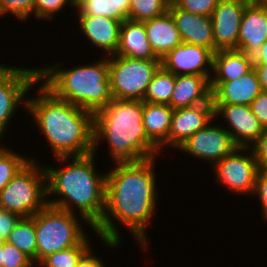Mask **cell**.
<instances>
[{
    "instance_id": "cell-1",
    "label": "cell",
    "mask_w": 267,
    "mask_h": 267,
    "mask_svg": "<svg viewBox=\"0 0 267 267\" xmlns=\"http://www.w3.org/2000/svg\"><path fill=\"white\" fill-rule=\"evenodd\" d=\"M157 157L160 156L138 162H115L111 171L106 172L105 210L94 234L109 249L119 248L123 243L117 227L120 223L137 240L140 249L149 250L147 226L152 223L159 201Z\"/></svg>"
},
{
    "instance_id": "cell-2",
    "label": "cell",
    "mask_w": 267,
    "mask_h": 267,
    "mask_svg": "<svg viewBox=\"0 0 267 267\" xmlns=\"http://www.w3.org/2000/svg\"><path fill=\"white\" fill-rule=\"evenodd\" d=\"M97 153L56 157L60 167L44 165L48 205L81 216L92 231L101 222L106 195V173L95 169Z\"/></svg>"
},
{
    "instance_id": "cell-3",
    "label": "cell",
    "mask_w": 267,
    "mask_h": 267,
    "mask_svg": "<svg viewBox=\"0 0 267 267\" xmlns=\"http://www.w3.org/2000/svg\"><path fill=\"white\" fill-rule=\"evenodd\" d=\"M36 96H27L26 112L50 146L53 158L85 156L94 149V115L56 98L39 81Z\"/></svg>"
},
{
    "instance_id": "cell-4",
    "label": "cell",
    "mask_w": 267,
    "mask_h": 267,
    "mask_svg": "<svg viewBox=\"0 0 267 267\" xmlns=\"http://www.w3.org/2000/svg\"><path fill=\"white\" fill-rule=\"evenodd\" d=\"M143 101L114 99L94 115V151L107 142L111 161L138 162L160 156L143 126ZM101 141V142H100Z\"/></svg>"
},
{
    "instance_id": "cell-5",
    "label": "cell",
    "mask_w": 267,
    "mask_h": 267,
    "mask_svg": "<svg viewBox=\"0 0 267 267\" xmlns=\"http://www.w3.org/2000/svg\"><path fill=\"white\" fill-rule=\"evenodd\" d=\"M63 64L54 62L38 67V81L56 98L79 106L93 115L113 100L107 56L68 69Z\"/></svg>"
},
{
    "instance_id": "cell-6",
    "label": "cell",
    "mask_w": 267,
    "mask_h": 267,
    "mask_svg": "<svg viewBox=\"0 0 267 267\" xmlns=\"http://www.w3.org/2000/svg\"><path fill=\"white\" fill-rule=\"evenodd\" d=\"M35 222L36 264L58 251L79 245L87 236L82 217L50 205L31 217ZM81 219V220H80Z\"/></svg>"
},
{
    "instance_id": "cell-7",
    "label": "cell",
    "mask_w": 267,
    "mask_h": 267,
    "mask_svg": "<svg viewBox=\"0 0 267 267\" xmlns=\"http://www.w3.org/2000/svg\"><path fill=\"white\" fill-rule=\"evenodd\" d=\"M48 205L44 165L31 160L0 192V208L29 218Z\"/></svg>"
},
{
    "instance_id": "cell-8",
    "label": "cell",
    "mask_w": 267,
    "mask_h": 267,
    "mask_svg": "<svg viewBox=\"0 0 267 267\" xmlns=\"http://www.w3.org/2000/svg\"><path fill=\"white\" fill-rule=\"evenodd\" d=\"M111 95L118 100L143 101L161 60L133 59L118 55L108 56Z\"/></svg>"
},
{
    "instance_id": "cell-9",
    "label": "cell",
    "mask_w": 267,
    "mask_h": 267,
    "mask_svg": "<svg viewBox=\"0 0 267 267\" xmlns=\"http://www.w3.org/2000/svg\"><path fill=\"white\" fill-rule=\"evenodd\" d=\"M212 166L217 184L225 186L231 194L252 196L256 176L261 169L250 147H237Z\"/></svg>"
},
{
    "instance_id": "cell-10",
    "label": "cell",
    "mask_w": 267,
    "mask_h": 267,
    "mask_svg": "<svg viewBox=\"0 0 267 267\" xmlns=\"http://www.w3.org/2000/svg\"><path fill=\"white\" fill-rule=\"evenodd\" d=\"M38 82V68L0 64V122L7 128L22 104L25 108L30 90ZM26 97V98H25Z\"/></svg>"
},
{
    "instance_id": "cell-11",
    "label": "cell",
    "mask_w": 267,
    "mask_h": 267,
    "mask_svg": "<svg viewBox=\"0 0 267 267\" xmlns=\"http://www.w3.org/2000/svg\"><path fill=\"white\" fill-rule=\"evenodd\" d=\"M214 121H216V118L205 128L187 138L175 150L193 156L194 159L206 161V164L208 162L211 167L215 162L232 153L238 146L223 124L218 126L213 123Z\"/></svg>"
},
{
    "instance_id": "cell-12",
    "label": "cell",
    "mask_w": 267,
    "mask_h": 267,
    "mask_svg": "<svg viewBox=\"0 0 267 267\" xmlns=\"http://www.w3.org/2000/svg\"><path fill=\"white\" fill-rule=\"evenodd\" d=\"M213 52L203 46L182 42L161 58V67L176 75H200L209 81L212 75Z\"/></svg>"
},
{
    "instance_id": "cell-13",
    "label": "cell",
    "mask_w": 267,
    "mask_h": 267,
    "mask_svg": "<svg viewBox=\"0 0 267 267\" xmlns=\"http://www.w3.org/2000/svg\"><path fill=\"white\" fill-rule=\"evenodd\" d=\"M248 2L244 0H220L211 15L215 52L238 48V36L242 16Z\"/></svg>"
},
{
    "instance_id": "cell-14",
    "label": "cell",
    "mask_w": 267,
    "mask_h": 267,
    "mask_svg": "<svg viewBox=\"0 0 267 267\" xmlns=\"http://www.w3.org/2000/svg\"><path fill=\"white\" fill-rule=\"evenodd\" d=\"M215 118H224V128L238 147H251L263 132V126L254 116L251 106L213 105Z\"/></svg>"
},
{
    "instance_id": "cell-15",
    "label": "cell",
    "mask_w": 267,
    "mask_h": 267,
    "mask_svg": "<svg viewBox=\"0 0 267 267\" xmlns=\"http://www.w3.org/2000/svg\"><path fill=\"white\" fill-rule=\"evenodd\" d=\"M214 119L215 109L212 99L208 103L174 109L168 135V148L176 149Z\"/></svg>"
},
{
    "instance_id": "cell-16",
    "label": "cell",
    "mask_w": 267,
    "mask_h": 267,
    "mask_svg": "<svg viewBox=\"0 0 267 267\" xmlns=\"http://www.w3.org/2000/svg\"><path fill=\"white\" fill-rule=\"evenodd\" d=\"M78 29L87 37V42L104 56L115 55L119 45L122 22L103 16L77 15ZM93 44V45H92Z\"/></svg>"
},
{
    "instance_id": "cell-17",
    "label": "cell",
    "mask_w": 267,
    "mask_h": 267,
    "mask_svg": "<svg viewBox=\"0 0 267 267\" xmlns=\"http://www.w3.org/2000/svg\"><path fill=\"white\" fill-rule=\"evenodd\" d=\"M213 105H247L262 92L255 69L249 73L225 82H210Z\"/></svg>"
},
{
    "instance_id": "cell-18",
    "label": "cell",
    "mask_w": 267,
    "mask_h": 267,
    "mask_svg": "<svg viewBox=\"0 0 267 267\" xmlns=\"http://www.w3.org/2000/svg\"><path fill=\"white\" fill-rule=\"evenodd\" d=\"M266 40V3H247L241 20L237 50L253 57Z\"/></svg>"
},
{
    "instance_id": "cell-19",
    "label": "cell",
    "mask_w": 267,
    "mask_h": 267,
    "mask_svg": "<svg viewBox=\"0 0 267 267\" xmlns=\"http://www.w3.org/2000/svg\"><path fill=\"white\" fill-rule=\"evenodd\" d=\"M176 27L184 43L203 46L215 53L213 23L211 16L188 13L169 5Z\"/></svg>"
},
{
    "instance_id": "cell-20",
    "label": "cell",
    "mask_w": 267,
    "mask_h": 267,
    "mask_svg": "<svg viewBox=\"0 0 267 267\" xmlns=\"http://www.w3.org/2000/svg\"><path fill=\"white\" fill-rule=\"evenodd\" d=\"M211 100L210 81L200 75H176L169 106L172 109L196 106Z\"/></svg>"
},
{
    "instance_id": "cell-21",
    "label": "cell",
    "mask_w": 267,
    "mask_h": 267,
    "mask_svg": "<svg viewBox=\"0 0 267 267\" xmlns=\"http://www.w3.org/2000/svg\"><path fill=\"white\" fill-rule=\"evenodd\" d=\"M115 55L133 59L161 60L153 52L144 28V22L126 19L120 29L119 45Z\"/></svg>"
},
{
    "instance_id": "cell-22",
    "label": "cell",
    "mask_w": 267,
    "mask_h": 267,
    "mask_svg": "<svg viewBox=\"0 0 267 267\" xmlns=\"http://www.w3.org/2000/svg\"><path fill=\"white\" fill-rule=\"evenodd\" d=\"M144 28L150 46L159 59L183 42L169 11L159 17L144 21Z\"/></svg>"
},
{
    "instance_id": "cell-23",
    "label": "cell",
    "mask_w": 267,
    "mask_h": 267,
    "mask_svg": "<svg viewBox=\"0 0 267 267\" xmlns=\"http://www.w3.org/2000/svg\"><path fill=\"white\" fill-rule=\"evenodd\" d=\"M254 68L253 57L236 49L218 50L213 54L210 82H225L249 73Z\"/></svg>"
},
{
    "instance_id": "cell-24",
    "label": "cell",
    "mask_w": 267,
    "mask_h": 267,
    "mask_svg": "<svg viewBox=\"0 0 267 267\" xmlns=\"http://www.w3.org/2000/svg\"><path fill=\"white\" fill-rule=\"evenodd\" d=\"M173 112L174 109L169 105L143 101V126L147 136L159 147L160 155H164L163 147L168 149V135Z\"/></svg>"
},
{
    "instance_id": "cell-25",
    "label": "cell",
    "mask_w": 267,
    "mask_h": 267,
    "mask_svg": "<svg viewBox=\"0 0 267 267\" xmlns=\"http://www.w3.org/2000/svg\"><path fill=\"white\" fill-rule=\"evenodd\" d=\"M77 15L103 16L124 22L129 19V0H75Z\"/></svg>"
},
{
    "instance_id": "cell-26",
    "label": "cell",
    "mask_w": 267,
    "mask_h": 267,
    "mask_svg": "<svg viewBox=\"0 0 267 267\" xmlns=\"http://www.w3.org/2000/svg\"><path fill=\"white\" fill-rule=\"evenodd\" d=\"M7 242L17 247L34 263H36V229L35 222L31 217L21 218L18 221L10 233Z\"/></svg>"
},
{
    "instance_id": "cell-27",
    "label": "cell",
    "mask_w": 267,
    "mask_h": 267,
    "mask_svg": "<svg viewBox=\"0 0 267 267\" xmlns=\"http://www.w3.org/2000/svg\"><path fill=\"white\" fill-rule=\"evenodd\" d=\"M175 85V75L160 67L154 74L143 101L169 105Z\"/></svg>"
},
{
    "instance_id": "cell-28",
    "label": "cell",
    "mask_w": 267,
    "mask_h": 267,
    "mask_svg": "<svg viewBox=\"0 0 267 267\" xmlns=\"http://www.w3.org/2000/svg\"><path fill=\"white\" fill-rule=\"evenodd\" d=\"M90 237H86L79 245L58 251L45 257L39 267H77L80 258L92 247Z\"/></svg>"
},
{
    "instance_id": "cell-29",
    "label": "cell",
    "mask_w": 267,
    "mask_h": 267,
    "mask_svg": "<svg viewBox=\"0 0 267 267\" xmlns=\"http://www.w3.org/2000/svg\"><path fill=\"white\" fill-rule=\"evenodd\" d=\"M31 160V156L20 155L12 148L0 150V192Z\"/></svg>"
},
{
    "instance_id": "cell-30",
    "label": "cell",
    "mask_w": 267,
    "mask_h": 267,
    "mask_svg": "<svg viewBox=\"0 0 267 267\" xmlns=\"http://www.w3.org/2000/svg\"><path fill=\"white\" fill-rule=\"evenodd\" d=\"M129 19L144 22L165 14L169 9L166 0H129Z\"/></svg>"
},
{
    "instance_id": "cell-31",
    "label": "cell",
    "mask_w": 267,
    "mask_h": 267,
    "mask_svg": "<svg viewBox=\"0 0 267 267\" xmlns=\"http://www.w3.org/2000/svg\"><path fill=\"white\" fill-rule=\"evenodd\" d=\"M35 2L36 0H0V18L11 14L24 23L34 15Z\"/></svg>"
},
{
    "instance_id": "cell-32",
    "label": "cell",
    "mask_w": 267,
    "mask_h": 267,
    "mask_svg": "<svg viewBox=\"0 0 267 267\" xmlns=\"http://www.w3.org/2000/svg\"><path fill=\"white\" fill-rule=\"evenodd\" d=\"M75 9V0H36L34 5V18L36 20H54L59 11L67 6Z\"/></svg>"
},
{
    "instance_id": "cell-33",
    "label": "cell",
    "mask_w": 267,
    "mask_h": 267,
    "mask_svg": "<svg viewBox=\"0 0 267 267\" xmlns=\"http://www.w3.org/2000/svg\"><path fill=\"white\" fill-rule=\"evenodd\" d=\"M220 0H178L174 5L182 11L211 16Z\"/></svg>"
},
{
    "instance_id": "cell-34",
    "label": "cell",
    "mask_w": 267,
    "mask_h": 267,
    "mask_svg": "<svg viewBox=\"0 0 267 267\" xmlns=\"http://www.w3.org/2000/svg\"><path fill=\"white\" fill-rule=\"evenodd\" d=\"M33 261L14 245L3 242L2 267H28Z\"/></svg>"
},
{
    "instance_id": "cell-35",
    "label": "cell",
    "mask_w": 267,
    "mask_h": 267,
    "mask_svg": "<svg viewBox=\"0 0 267 267\" xmlns=\"http://www.w3.org/2000/svg\"><path fill=\"white\" fill-rule=\"evenodd\" d=\"M254 197H258V201L261 205V215L263 221H267V174L261 169L257 176L252 194Z\"/></svg>"
},
{
    "instance_id": "cell-36",
    "label": "cell",
    "mask_w": 267,
    "mask_h": 267,
    "mask_svg": "<svg viewBox=\"0 0 267 267\" xmlns=\"http://www.w3.org/2000/svg\"><path fill=\"white\" fill-rule=\"evenodd\" d=\"M21 217L15 213L0 209V242H5L9 238L15 225Z\"/></svg>"
},
{
    "instance_id": "cell-37",
    "label": "cell",
    "mask_w": 267,
    "mask_h": 267,
    "mask_svg": "<svg viewBox=\"0 0 267 267\" xmlns=\"http://www.w3.org/2000/svg\"><path fill=\"white\" fill-rule=\"evenodd\" d=\"M250 148L259 168L263 169L267 165V126L263 127V132Z\"/></svg>"
},
{
    "instance_id": "cell-38",
    "label": "cell",
    "mask_w": 267,
    "mask_h": 267,
    "mask_svg": "<svg viewBox=\"0 0 267 267\" xmlns=\"http://www.w3.org/2000/svg\"><path fill=\"white\" fill-rule=\"evenodd\" d=\"M254 116L263 127L267 126V91H262L251 103Z\"/></svg>"
},
{
    "instance_id": "cell-39",
    "label": "cell",
    "mask_w": 267,
    "mask_h": 267,
    "mask_svg": "<svg viewBox=\"0 0 267 267\" xmlns=\"http://www.w3.org/2000/svg\"><path fill=\"white\" fill-rule=\"evenodd\" d=\"M93 248L91 247L79 260L77 267H106V263L102 258L93 254Z\"/></svg>"
},
{
    "instance_id": "cell-40",
    "label": "cell",
    "mask_w": 267,
    "mask_h": 267,
    "mask_svg": "<svg viewBox=\"0 0 267 267\" xmlns=\"http://www.w3.org/2000/svg\"><path fill=\"white\" fill-rule=\"evenodd\" d=\"M262 91H267V64H254Z\"/></svg>"
},
{
    "instance_id": "cell-41",
    "label": "cell",
    "mask_w": 267,
    "mask_h": 267,
    "mask_svg": "<svg viewBox=\"0 0 267 267\" xmlns=\"http://www.w3.org/2000/svg\"><path fill=\"white\" fill-rule=\"evenodd\" d=\"M254 64H267V40L260 46L259 51L253 56Z\"/></svg>"
},
{
    "instance_id": "cell-42",
    "label": "cell",
    "mask_w": 267,
    "mask_h": 267,
    "mask_svg": "<svg viewBox=\"0 0 267 267\" xmlns=\"http://www.w3.org/2000/svg\"><path fill=\"white\" fill-rule=\"evenodd\" d=\"M5 132H7V128L0 122V150L8 148L7 145H2V139L6 136Z\"/></svg>"
},
{
    "instance_id": "cell-43",
    "label": "cell",
    "mask_w": 267,
    "mask_h": 267,
    "mask_svg": "<svg viewBox=\"0 0 267 267\" xmlns=\"http://www.w3.org/2000/svg\"><path fill=\"white\" fill-rule=\"evenodd\" d=\"M3 265V242H0V267Z\"/></svg>"
},
{
    "instance_id": "cell-44",
    "label": "cell",
    "mask_w": 267,
    "mask_h": 267,
    "mask_svg": "<svg viewBox=\"0 0 267 267\" xmlns=\"http://www.w3.org/2000/svg\"><path fill=\"white\" fill-rule=\"evenodd\" d=\"M248 3L266 2V0H244Z\"/></svg>"
},
{
    "instance_id": "cell-45",
    "label": "cell",
    "mask_w": 267,
    "mask_h": 267,
    "mask_svg": "<svg viewBox=\"0 0 267 267\" xmlns=\"http://www.w3.org/2000/svg\"><path fill=\"white\" fill-rule=\"evenodd\" d=\"M167 1V3L169 4V5H172V4H174L176 1H178V0H166Z\"/></svg>"
},
{
    "instance_id": "cell-46",
    "label": "cell",
    "mask_w": 267,
    "mask_h": 267,
    "mask_svg": "<svg viewBox=\"0 0 267 267\" xmlns=\"http://www.w3.org/2000/svg\"><path fill=\"white\" fill-rule=\"evenodd\" d=\"M28 267H37V264L32 262Z\"/></svg>"
},
{
    "instance_id": "cell-47",
    "label": "cell",
    "mask_w": 267,
    "mask_h": 267,
    "mask_svg": "<svg viewBox=\"0 0 267 267\" xmlns=\"http://www.w3.org/2000/svg\"><path fill=\"white\" fill-rule=\"evenodd\" d=\"M262 170L267 174V165Z\"/></svg>"
}]
</instances>
